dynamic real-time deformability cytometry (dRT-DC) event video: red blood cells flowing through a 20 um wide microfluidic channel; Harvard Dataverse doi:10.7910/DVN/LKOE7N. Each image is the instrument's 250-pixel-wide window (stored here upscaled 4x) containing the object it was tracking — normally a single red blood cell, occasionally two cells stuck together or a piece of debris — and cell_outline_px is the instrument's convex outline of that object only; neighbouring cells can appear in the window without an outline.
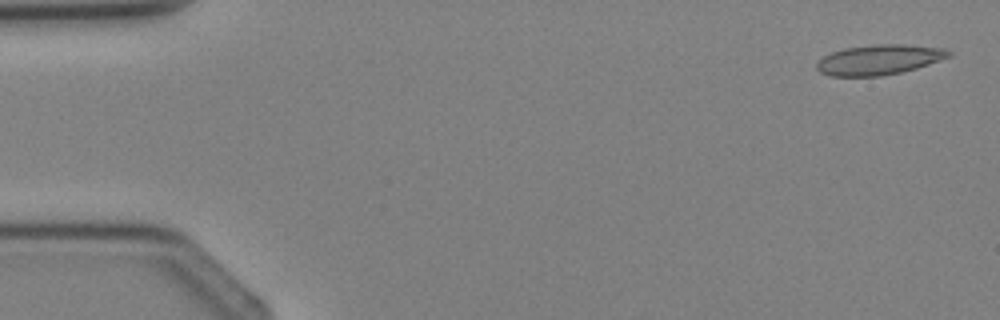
{"species": "Egyptian fruit bat (a non-hibernating species)", "species_latin": "Rousettus aegyptiacus", "temperature_condition": "cold", "stored_images_in_passage": 3, "camera_frame_rate_fps": 3000, "um_per_image_px": 0.085, "animal": {"sex": "female"}, "frame": {"image": 1, "passage_image": 1, "time_ms": 0.0, "image_size_px": [1000, 320], "cell_outline_px": [[952, 56], [916, 68], [900, 72], [880, 76], [828, 76], [820, 72], [816, 68], [816, 64], [824, 56], [832, 52], [844, 48], [872, 44], [904, 44], [948, 48], [952, 52]], "centroid_in_image_um": [74.75, 5.06], "position_along_channel_um": 10.3, "area_um2": 23.29}}
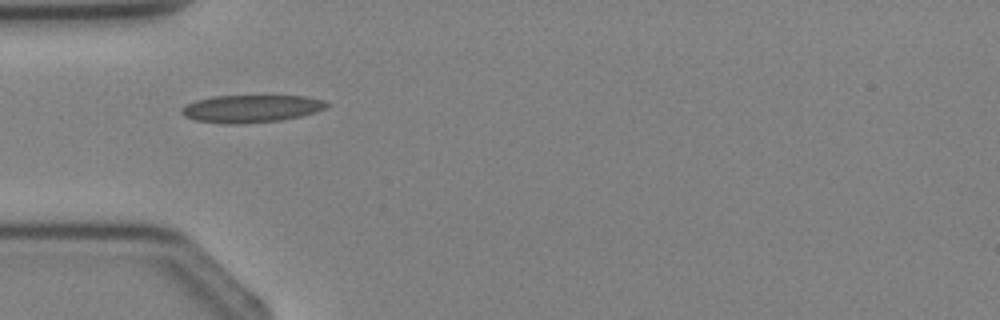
{"frame": {"image": 2, "passage_image": 3, "time_ms": 3.333, "image_size_px": [1000, 320], "cell_outline_px": [[332, 104], [316, 112], [300, 116], [280, 120], [236, 124], [224, 124], [196, 120], [184, 116], [180, 112], [180, 108], [196, 100], [212, 96], [304, 96], [324, 100]], "centroid_in_image_um": [21.34, 9.23], "position_along_channel_um": 63.7, "area_um2": 23.24}}